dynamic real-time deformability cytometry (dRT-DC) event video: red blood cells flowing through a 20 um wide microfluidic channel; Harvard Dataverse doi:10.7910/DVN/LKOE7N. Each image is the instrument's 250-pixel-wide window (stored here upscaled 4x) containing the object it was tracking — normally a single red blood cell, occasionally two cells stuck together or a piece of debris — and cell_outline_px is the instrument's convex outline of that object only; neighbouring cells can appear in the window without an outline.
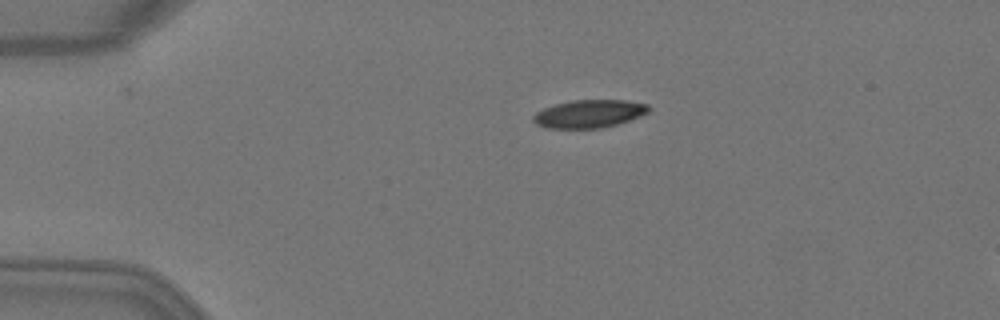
{"species": "Egyptian fruit bat (a non-hibernating species)", "species_latin": "Rousettus aegyptiacus", "temperature_condition": "warm", "stored_images_in_passage": 3, "camera_frame_rate_fps": 3000, "um_per_image_px": 0.085, "animal": {"sex": "female"}, "frame": {"image": 1, "passage_image": 1, "time_ms": 0.0, "image_size_px": [1000, 320], "cell_outline_px": [[652, 108], [648, 112], [640, 116], [604, 128], [548, 128], [536, 124], [532, 120], [532, 116], [536, 112], [544, 108], [556, 104], [572, 100], [624, 100], [648, 104]], "centroid_in_image_um": [50.08, 9.67], "position_along_channel_um": 34.9, "area_um2": 18.79}}